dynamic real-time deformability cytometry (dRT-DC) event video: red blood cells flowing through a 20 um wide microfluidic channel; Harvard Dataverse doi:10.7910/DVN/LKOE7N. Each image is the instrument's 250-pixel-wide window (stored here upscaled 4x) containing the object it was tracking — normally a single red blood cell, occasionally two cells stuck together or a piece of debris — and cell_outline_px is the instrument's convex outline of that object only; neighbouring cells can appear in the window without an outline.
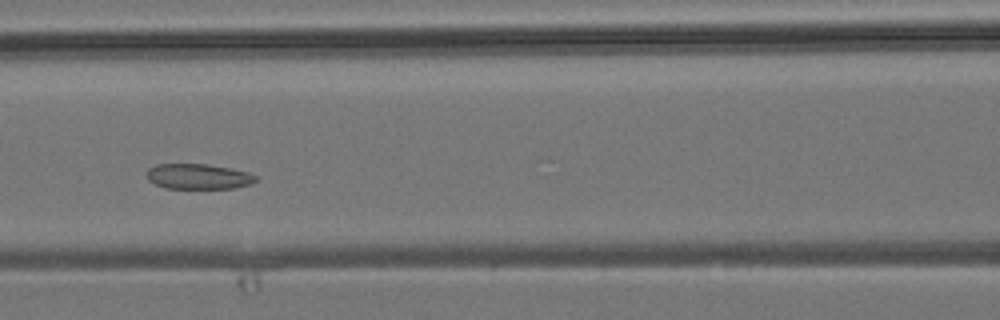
{"species": "common noctule bat (a hibernating species)", "species_latin": "Nyctalus noctula", "temperature_condition": "room temperature", "stored_images_in_passage": 6, "camera_frame_rate_fps": 3000, "um_per_image_px": 0.085, "animal": {"sex": "male", "body_mass_g": 19.2, "forearm_length_mm": 51.8}, "frame": {"image": 1, "passage_image": 3, "time_ms": 2.333, "image_size_px": [1000, 320], "cell_outline_px": [[260, 180], [252, 184], [236, 188], [164, 188], [148, 180], [148, 168], [156, 164], [208, 164], [232, 168], [248, 172], [260, 176]], "centroid_in_image_um": [16.95, 15.0], "position_along_channel_um": 149.6, "area_um2": 16.36}}
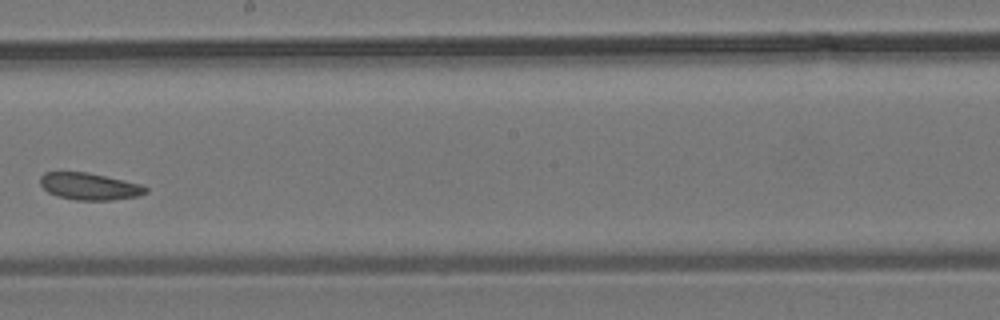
{"frame": {"image": 2, "passage_image": 5, "time_ms": 4.667, "image_size_px": [1000, 320], "cell_outline_px": [[148, 192], [136, 196], [112, 200], [76, 200], [56, 196], [48, 192], [40, 184], [40, 176], [44, 172], [88, 172], [124, 180], [140, 184], [148, 188]], "centroid_in_image_um": [7.58, 15.84], "position_along_channel_um": 240.6, "area_um2": 16.59}}
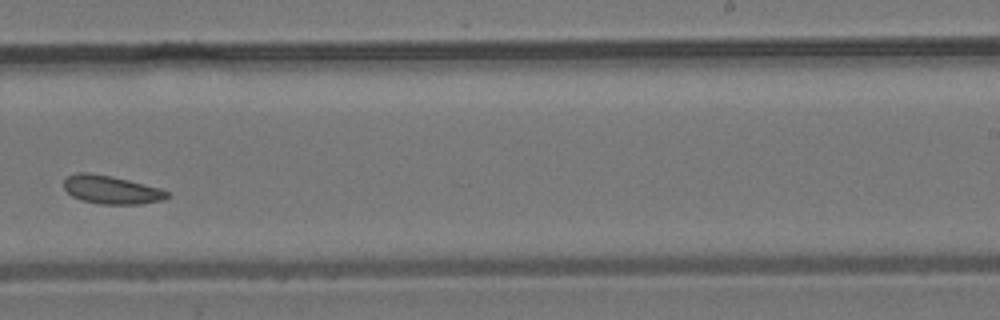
{"frame": {"image": 3, "passage_image": 6, "time_ms": 5.667, "image_size_px": [1000, 320], "cell_outline_px": [[172, 196], [164, 200], [140, 204], [100, 204], [80, 200], [72, 196], [64, 188], [64, 180], [68, 176], [80, 172], [88, 172], [112, 176], [160, 188], [172, 192]], "centroid_in_image_um": [9.52, 16.14], "position_along_channel_um": 279.5, "area_um2": 17.22}}